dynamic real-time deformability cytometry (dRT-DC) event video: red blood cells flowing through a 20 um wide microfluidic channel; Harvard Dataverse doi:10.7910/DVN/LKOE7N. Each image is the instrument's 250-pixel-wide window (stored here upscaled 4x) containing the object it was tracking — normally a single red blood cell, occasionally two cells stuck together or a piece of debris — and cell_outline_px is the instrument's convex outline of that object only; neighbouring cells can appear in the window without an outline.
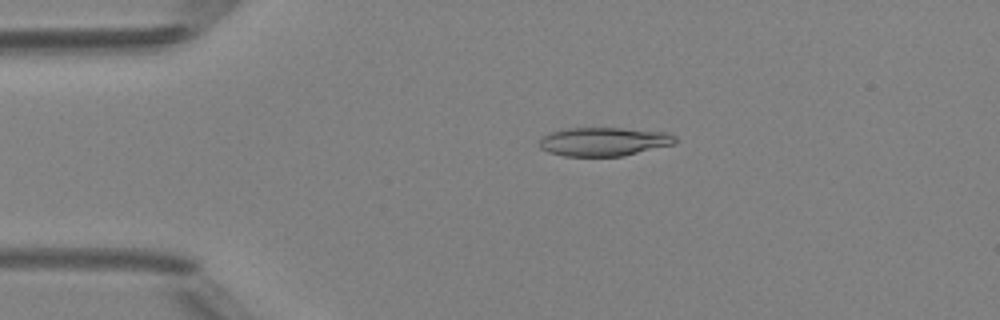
{"species": "Egyptian fruit bat (a non-hibernating species)", "species_latin": "Rousettus aegyptiacus", "temperature_condition": "room temperature", "stored_images_in_passage": 43, "camera_frame_rate_fps": 3000, "um_per_image_px": 0.085, "animal": {"sex": "female"}, "frame": {"image": 1, "passage_image": 4, "time_ms": 1.0, "image_size_px": [1000, 320], "cell_outline_px": [[676, 140], [672, 144], [624, 156], [564, 156], [548, 152], [540, 148], [540, 136], [564, 128], [620, 128], [668, 132], [676, 136]], "centroid_in_image_um": [51.3, 12.03], "position_along_channel_um": 33.7, "area_um2": 22.72}}
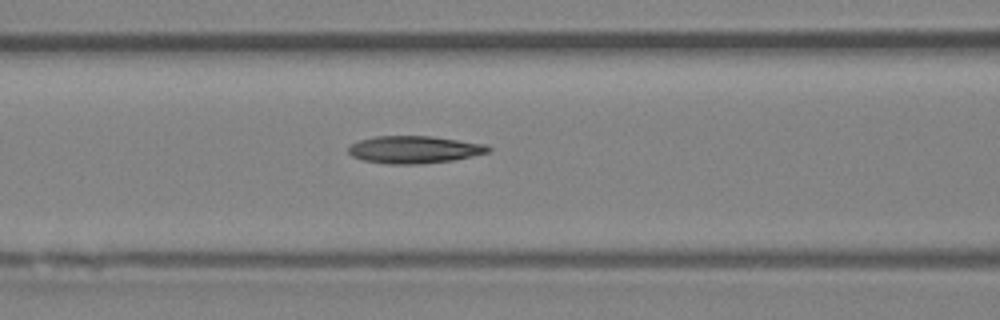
{"frame": {"image": 2, "passage_image": 14, "time_ms": 4.333, "image_size_px": [1000, 320], "cell_outline_px": [[492, 148], [488, 152], [472, 156], [452, 160], [420, 164], [388, 164], [364, 160], [352, 156], [348, 152], [348, 148], [352, 144], [360, 140], [376, 136], [432, 136], [484, 144]], "centroid_in_image_um": [35.2, 12.71], "position_along_channel_um": 131.4, "area_um2": 22.14}}
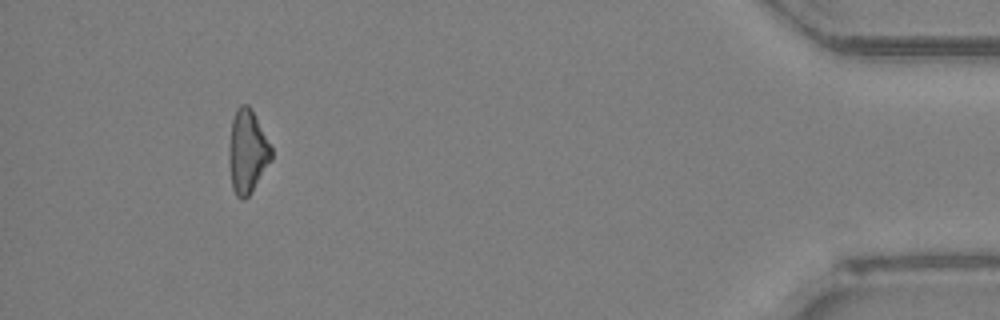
{"frame": {"image": 3, "passage_image": 39, "time_ms": 12.667, "image_size_px": [1000, 320], "cell_outline_px": [[272, 160], [248, 196], [244, 200], [240, 200], [236, 196], [232, 188], [228, 160], [228, 148], [232, 120], [236, 108], [240, 104], [248, 104], [252, 108], [272, 148]], "centroid_in_image_um": [21.01, 12.87], "position_along_channel_um": 414.2, "area_um2": 20.87}, "authors_computed_cell_mechanics": {"area_um2": 21.6172, "velocity_mm_per_s": 4.2004, "shape_relaxation_time_tau1_ms": 4.64, "shape_relaxation_time_tau2_ms": 7.3496, "deformation_change_tau1": 0.1614, "deformation_change_tau2": 0.2189}}